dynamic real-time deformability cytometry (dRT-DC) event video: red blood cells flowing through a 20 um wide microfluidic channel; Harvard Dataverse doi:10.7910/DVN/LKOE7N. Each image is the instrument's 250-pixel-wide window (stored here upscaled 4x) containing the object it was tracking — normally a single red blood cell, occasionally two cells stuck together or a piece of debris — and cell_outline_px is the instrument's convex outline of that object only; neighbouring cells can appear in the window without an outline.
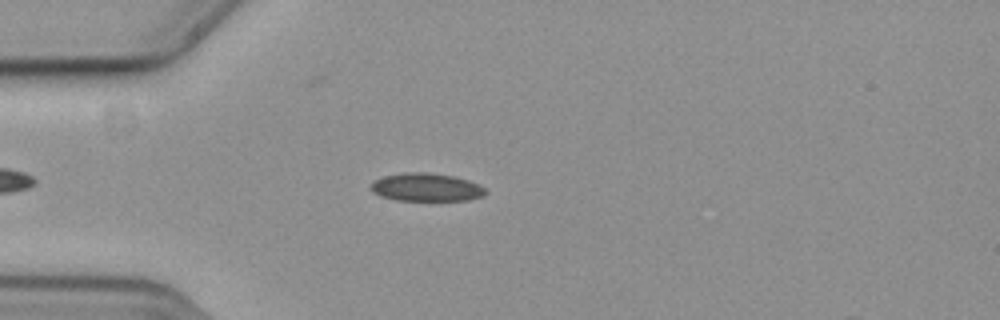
{"species": "common noctule bat (a hibernating species)", "species_latin": "Nyctalus noctula", "temperature_condition": "cold", "stored_images_in_passage": 48, "camera_frame_rate_fps": 3000, "um_per_image_px": 0.085, "animal": {"sex": "female", "body_mass_g": 19.3, "forearm_length_mm": 54.1}, "frame": {"image": 1, "passage_image": 7, "time_ms": 2.0, "image_size_px": [1000, 320], "cell_outline_px": [[488, 192], [484, 196], [468, 200], [396, 200], [380, 196], [372, 192], [368, 188], [376, 180], [384, 176], [408, 172], [428, 172], [452, 176], [468, 180], [484, 188]], "centroid_in_image_um": [36.22, 15.92], "position_along_channel_um": 48.8, "area_um2": 18.67}}
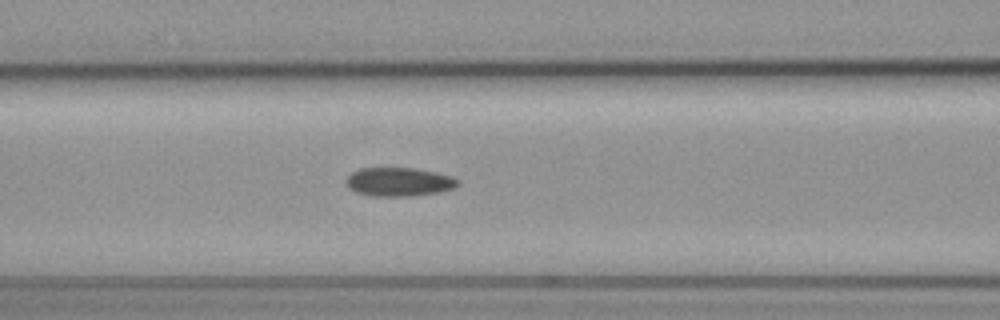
{"frame": {"image": 2, "passage_image": 15, "time_ms": 4.667, "image_size_px": [1000, 320], "cell_outline_px": [[460, 184], [456, 188], [440, 192], [408, 196], [372, 196], [356, 192], [348, 188], [344, 180], [352, 172], [360, 168], [416, 168], [436, 172], [452, 176]], "centroid_in_image_um": [33.9, 15.46], "position_along_channel_um": 132.7, "area_um2": 18.84}}
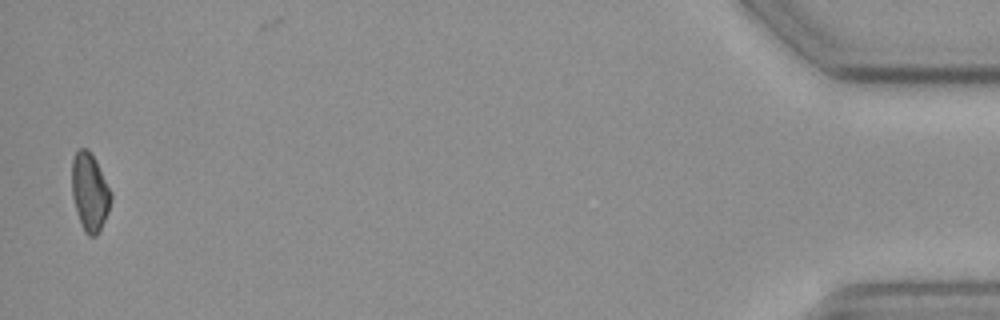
{"frame": {"image": 3, "passage_image": 47, "time_ms": 15.333, "image_size_px": [1000, 320], "cell_outline_px": [[112, 200], [108, 212], [96, 236], [88, 236], [84, 232], [72, 196], [72, 160], [76, 152], [80, 148], [88, 148], [96, 160], [112, 192]], "centroid_in_image_um": [7.64, 16.29], "position_along_channel_um": 427.6, "area_um2": 17.69}}